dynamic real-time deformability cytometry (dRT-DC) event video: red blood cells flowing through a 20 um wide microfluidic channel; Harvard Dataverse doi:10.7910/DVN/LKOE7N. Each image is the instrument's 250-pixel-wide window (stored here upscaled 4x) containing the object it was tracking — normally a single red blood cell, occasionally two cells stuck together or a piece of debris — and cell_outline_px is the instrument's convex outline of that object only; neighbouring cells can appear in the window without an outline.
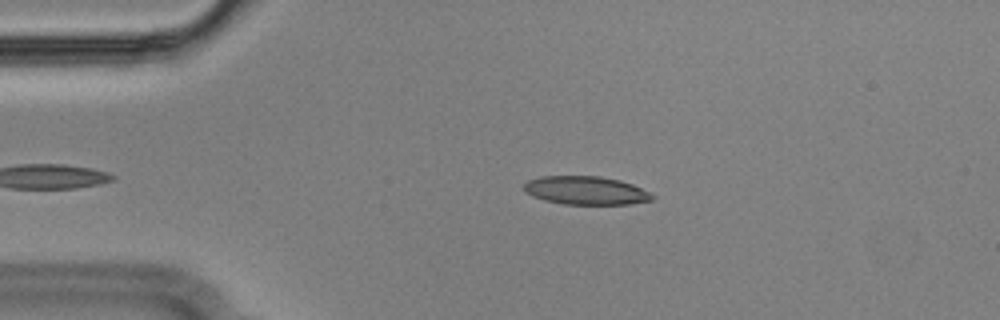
{"species": "Egyptian fruit bat (a non-hibernating species)", "species_latin": "Rousettus aegyptiacus", "temperature_condition": "cold", "stored_images_in_passage": 42, "camera_frame_rate_fps": 3000, "um_per_image_px": 0.085, "animal": {"sex": "male"}, "frame": {"image": 1, "passage_image": 4, "time_ms": 1.0, "image_size_px": [1000, 320], "cell_outline_px": [[656, 196], [652, 200], [628, 204], [564, 204], [544, 200], [532, 196], [524, 192], [524, 184], [528, 180], [540, 176], [600, 176], [620, 180], [632, 184], [652, 192]], "centroid_in_image_um": [49.81, 16.18], "position_along_channel_um": 35.2, "area_um2": 21.39}}
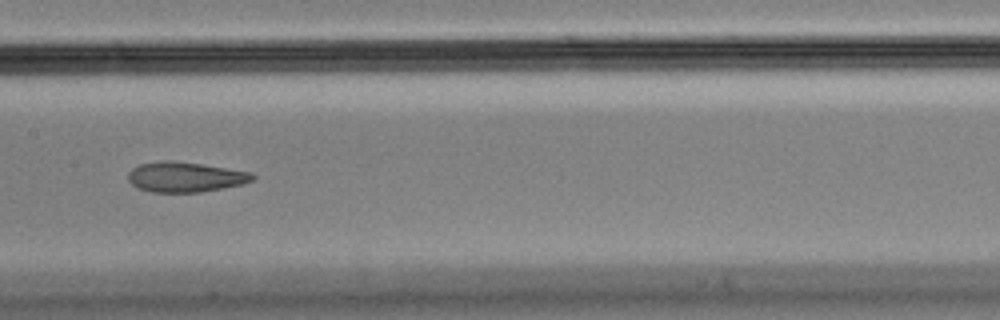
{"frame": {"image": 2, "passage_image": 20, "time_ms": 6.333, "image_size_px": [1000, 320], "cell_outline_px": [[256, 176], [252, 180], [244, 184], [200, 192], [152, 192], [136, 188], [128, 180], [128, 172], [132, 168], [140, 164], [160, 160], [172, 160], [200, 164], [252, 172]], "centroid_in_image_um": [15.72, 15.04], "position_along_channel_um": 191.7, "area_um2": 21.91}}
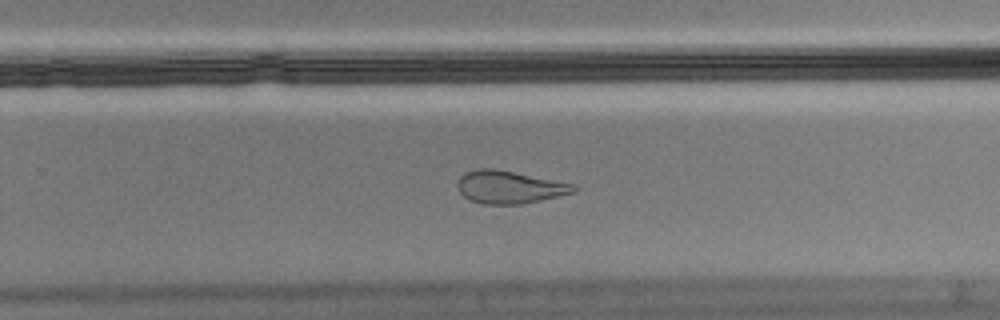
{"frame": {"image": 3, "passage_image": 28, "time_ms": 9.0, "image_size_px": [1000, 320], "cell_outline_px": [[576, 192], [540, 200], [520, 204], [480, 204], [464, 196], [460, 192], [456, 184], [460, 176], [464, 172], [476, 168], [492, 168], [572, 184], [576, 188]], "centroid_in_image_um": [43.23, 15.9], "position_along_channel_um": 286.6, "area_um2": 21.79}, "authors_computed_cell_mechanics": {"area_um2": 22.4842, "velocity_mm_per_s": 3.5827, "shape_relaxation_time_tau1_ms": null, "shape_relaxation_time_tau2_ms": 2.8302, "deformation_change_tau1": null, "deformation_change_tau2": 0.1083}}